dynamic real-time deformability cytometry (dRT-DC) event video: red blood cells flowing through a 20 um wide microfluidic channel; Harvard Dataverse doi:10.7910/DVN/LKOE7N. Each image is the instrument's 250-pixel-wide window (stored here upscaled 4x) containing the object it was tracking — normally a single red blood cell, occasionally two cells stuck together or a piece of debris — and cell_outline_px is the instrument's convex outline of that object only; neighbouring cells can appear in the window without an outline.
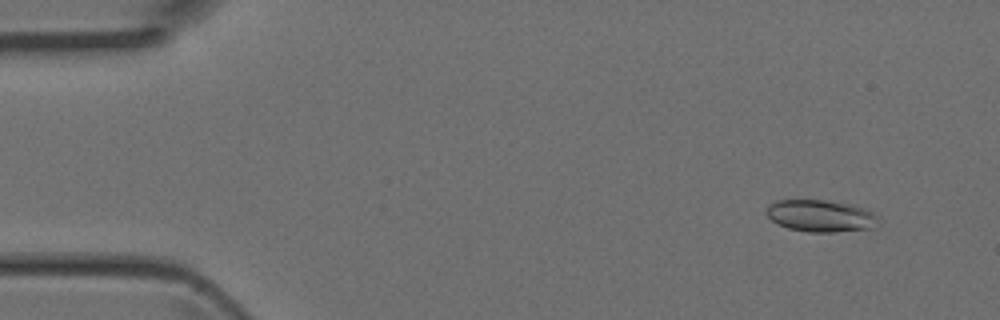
{"species": "Egyptian fruit bat (a non-hibernating species)", "species_latin": "Rousettus aegyptiacus", "temperature_condition": "room temperature", "stored_images_in_passage": 6, "camera_frame_rate_fps": 3000, "um_per_image_px": 0.085, "animal": {"sex": "female"}, "frame": {"image": 1, "passage_image": 2, "time_ms": 0.333, "image_size_px": [1000, 320], "cell_outline_px": [[880, 224], [872, 228], [832, 232], [808, 232], [788, 228], [772, 220], [768, 216], [768, 204], [776, 200], [828, 200], [852, 204], [864, 208], [872, 212], [876, 216]], "centroid_in_image_um": [69.79, 18.34], "position_along_channel_um": 15.2, "area_um2": 20.81}}
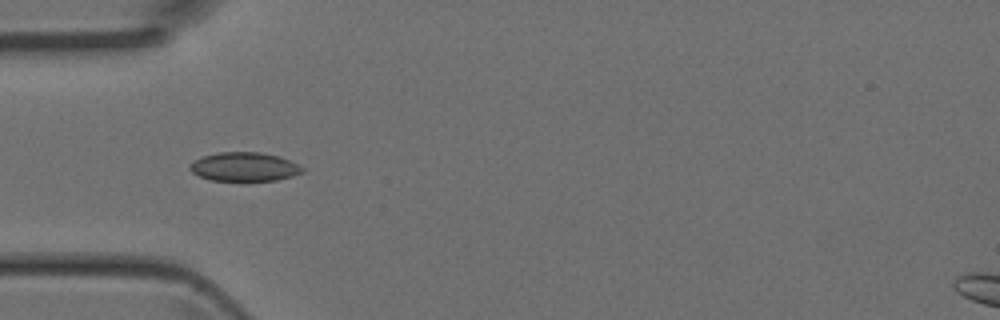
{"frame": {"image": 2, "passage_image": 5, "time_ms": 1.333, "image_size_px": [1000, 320], "cell_outline_px": [[304, 172], [292, 176], [276, 180], [212, 180], [200, 176], [192, 172], [188, 168], [196, 160], [204, 156], [220, 152], [260, 152], [280, 156], [300, 164], [304, 168]], "centroid_in_image_um": [20.83, 14.17], "position_along_channel_um": 64.2, "area_um2": 18.79}}
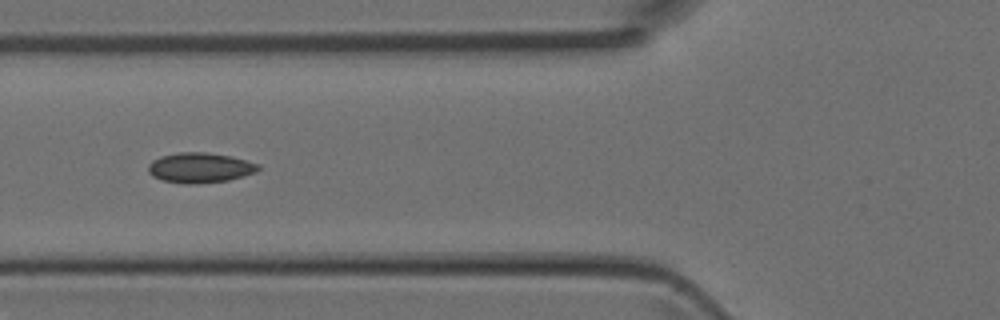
{"frame": {"image": 3, "passage_image": 6, "time_ms": 1.667, "image_size_px": [1000, 320], "cell_outline_px": [[260, 168], [256, 172], [244, 176], [228, 180], [196, 184], [184, 184], [164, 180], [152, 176], [148, 172], [148, 164], [152, 160], [160, 156], [180, 152], [204, 152], [232, 156], [260, 164]], "centroid_in_image_um": [17.0, 14.25], "position_along_channel_um": 108.8, "area_um2": 19.42}}